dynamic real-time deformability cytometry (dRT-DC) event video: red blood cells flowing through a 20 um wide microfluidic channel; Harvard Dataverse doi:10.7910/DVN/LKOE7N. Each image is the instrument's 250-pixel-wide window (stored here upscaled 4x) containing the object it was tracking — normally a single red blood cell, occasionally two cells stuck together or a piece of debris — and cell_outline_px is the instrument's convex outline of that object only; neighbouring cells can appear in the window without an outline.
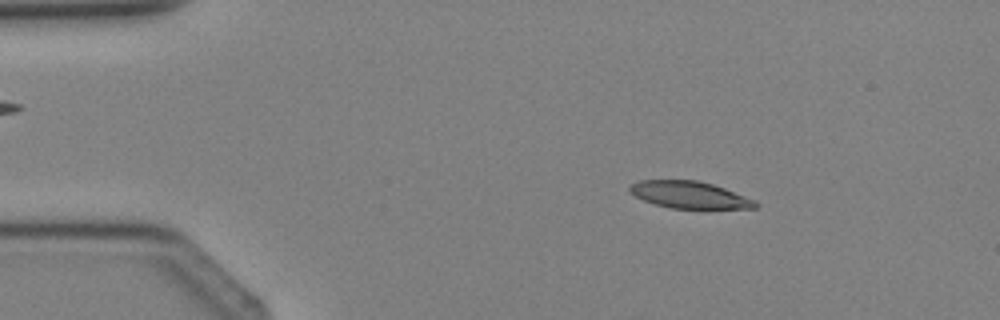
{"species": "Egyptian fruit bat (a non-hibernating species)", "species_latin": "Rousettus aegyptiacus", "temperature_condition": "cold", "stored_images_in_passage": 2, "camera_frame_rate_fps": 3000, "um_per_image_px": 0.085, "animal": {"sex": "female"}, "frame": {"image": 1, "passage_image": 1, "time_ms": 0.0, "image_size_px": [1000, 320], "cell_outline_px": [[760, 204], [756, 208], [672, 208], [656, 204], [644, 200], [628, 192], [628, 188], [632, 184], [640, 180], [696, 180], [712, 184], [724, 188], [756, 200]], "centroid_in_image_um": [58.62, 16.56], "position_along_channel_um": 26.4, "area_um2": 19.59}}